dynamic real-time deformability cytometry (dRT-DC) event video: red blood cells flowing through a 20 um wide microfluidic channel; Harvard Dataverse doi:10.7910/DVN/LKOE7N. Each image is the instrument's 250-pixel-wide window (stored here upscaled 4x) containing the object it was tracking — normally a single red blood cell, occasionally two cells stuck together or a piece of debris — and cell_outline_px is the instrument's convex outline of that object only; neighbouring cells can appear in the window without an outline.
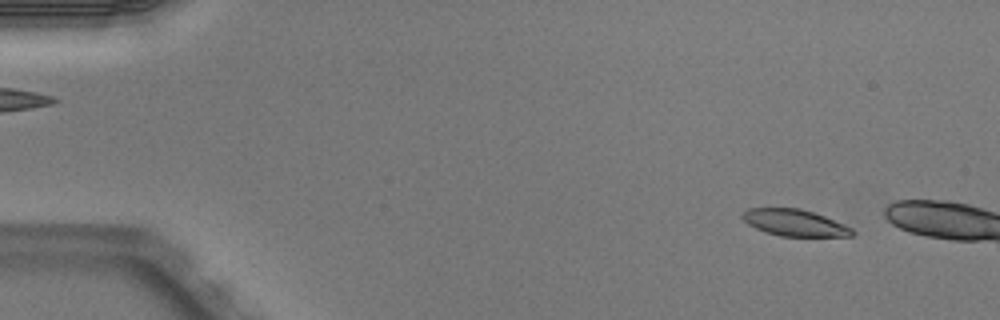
{"species": "Egyptian fruit bat (a non-hibernating species)", "species_latin": "Rousettus aegyptiacus", "temperature_condition": "warm", "stored_images_in_passage": 3, "camera_frame_rate_fps": 3000, "um_per_image_px": 0.085, "animal": {"sex": "male"}, "frame": {"image": 1, "passage_image": 2, "time_ms": 0.333, "image_size_px": [1000, 320], "cell_outline_px": [[856, 232], [852, 236], [780, 236], [756, 228], [748, 224], [740, 216], [748, 208], [800, 208], [824, 216], [844, 224], [852, 228]], "centroid_in_image_um": [67.56, 18.93], "position_along_channel_um": 17.4, "area_um2": 16.88}}